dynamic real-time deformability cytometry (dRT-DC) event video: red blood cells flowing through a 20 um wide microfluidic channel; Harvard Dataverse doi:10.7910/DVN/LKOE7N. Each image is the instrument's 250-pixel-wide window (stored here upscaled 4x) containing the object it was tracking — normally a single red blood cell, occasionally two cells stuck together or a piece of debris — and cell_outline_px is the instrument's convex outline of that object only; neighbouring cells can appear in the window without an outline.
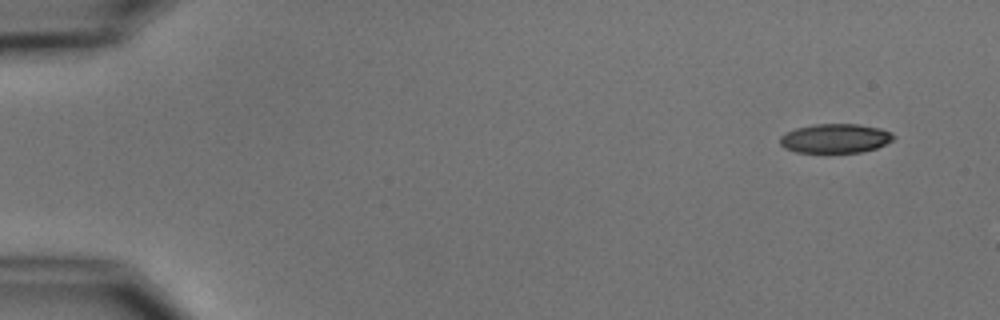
{"species": "common noctule bat (a hibernating species)", "species_latin": "Nyctalus noctula", "temperature_condition": "cold", "stored_images_in_passage": 4, "camera_frame_rate_fps": 3000, "um_per_image_px": 0.085, "animal": {"sex": "male", "body_mass_g": 15.6}, "frame": {"image": 1, "passage_image": 1, "time_ms": 0.0, "image_size_px": [1000, 320], "cell_outline_px": [[896, 136], [892, 140], [876, 148], [860, 152], [796, 152], [784, 148], [780, 144], [780, 136], [784, 132], [796, 128], [816, 124], [856, 124], [880, 128], [892, 132]], "centroid_in_image_um": [70.98, 11.76], "position_along_channel_um": 14.0, "area_um2": 19.31}}